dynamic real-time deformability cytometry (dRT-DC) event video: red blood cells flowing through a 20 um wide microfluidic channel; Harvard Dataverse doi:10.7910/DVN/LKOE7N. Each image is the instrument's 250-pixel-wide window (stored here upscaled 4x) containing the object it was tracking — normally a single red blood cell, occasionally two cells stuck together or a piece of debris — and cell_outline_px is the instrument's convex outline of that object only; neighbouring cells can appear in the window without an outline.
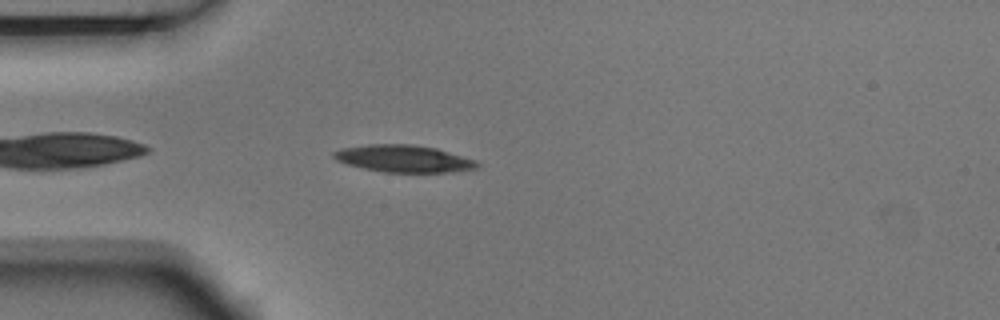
{"species": "Egyptian fruit bat (a non-hibernating species)", "species_latin": "Rousettus aegyptiacus", "temperature_condition": "room temperature", "stored_images_in_passage": 5, "camera_frame_rate_fps": 3000, "um_per_image_px": 0.085, "animal": {"sex": "male"}, "frame": {"image": 1, "passage_image": 4, "time_ms": 1.0, "image_size_px": [1000, 320], "cell_outline_px": [[480, 164], [476, 168], [448, 172], [384, 172], [364, 168], [348, 164], [336, 160], [332, 156], [332, 152], [340, 148], [368, 144], [412, 144], [436, 148], [476, 160]], "centroid_in_image_um": [34.28, 13.47], "position_along_channel_um": 50.7, "area_um2": 22.6}}